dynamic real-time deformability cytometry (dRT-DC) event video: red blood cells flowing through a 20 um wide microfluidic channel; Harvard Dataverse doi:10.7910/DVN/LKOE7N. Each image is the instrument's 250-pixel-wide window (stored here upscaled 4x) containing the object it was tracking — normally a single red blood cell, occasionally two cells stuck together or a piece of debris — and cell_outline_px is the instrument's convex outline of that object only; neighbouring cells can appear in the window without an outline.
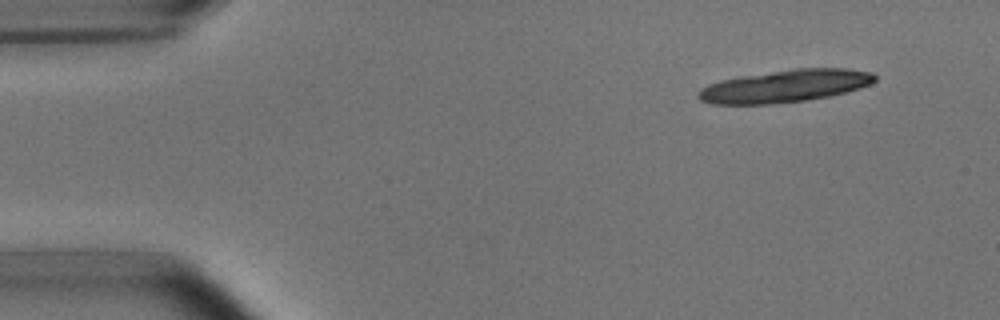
{"species": "common noctule bat (a hibernating species)", "species_latin": "Nyctalus noctula", "temperature_condition": "room temperature", "stored_images_in_passage": 10, "camera_frame_rate_fps": 3000, "um_per_image_px": 0.085, "animal": {"sex": "male", "body_mass_g": 15.6}, "frame": {"image": 1, "passage_image": 1, "time_ms": 0.0, "image_size_px": [1000, 320], "cell_outline_px": [[876, 80], [872, 84], [848, 92], [808, 100], [768, 104], [712, 104], [700, 100], [696, 96], [696, 92], [700, 88], [708, 84], [720, 80], [740, 76], [796, 68], [844, 68], [872, 72], [876, 76]], "centroid_in_image_um": [66.72, 7.31], "position_along_channel_um": 18.3, "area_um2": 33.64}}